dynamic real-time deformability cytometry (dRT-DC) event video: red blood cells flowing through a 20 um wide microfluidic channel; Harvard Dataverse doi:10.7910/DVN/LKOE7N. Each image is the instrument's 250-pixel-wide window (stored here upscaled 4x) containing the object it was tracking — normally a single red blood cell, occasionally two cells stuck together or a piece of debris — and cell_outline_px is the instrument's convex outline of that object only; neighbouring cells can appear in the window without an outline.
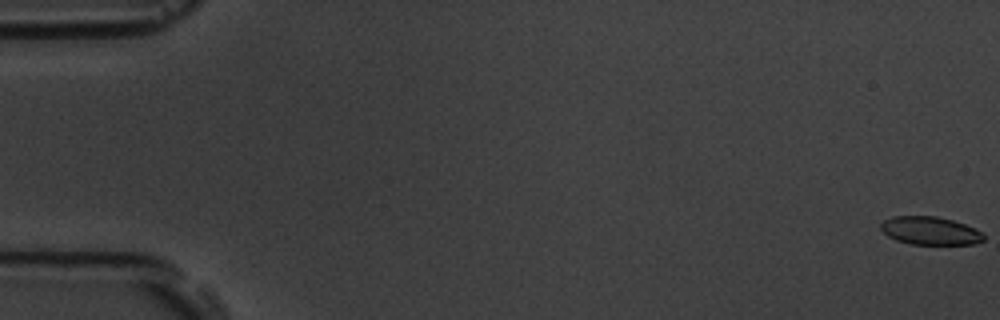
{"species": "common noctule bat (a hibernating species)", "species_latin": "Nyctalus noctula", "temperature_condition": "room temperature", "stored_images_in_passage": 12, "camera_frame_rate_fps": 3000, "um_per_image_px": 0.085, "animal": {"sex": "male", "body_mass_g": 19.5, "forearm_length_mm": 54.6}, "frame": {"image": 1, "passage_image": 1, "time_ms": 0.0, "image_size_px": [1000, 320], "cell_outline_px": [[984, 240], [972, 244], [912, 244], [896, 240], [888, 236], [880, 228], [880, 224], [884, 220], [892, 216], [936, 216], [952, 220], [976, 228], [984, 232]], "centroid_in_image_um": [79.07, 19.61], "position_along_channel_um": 5.9, "area_um2": 16.88}}